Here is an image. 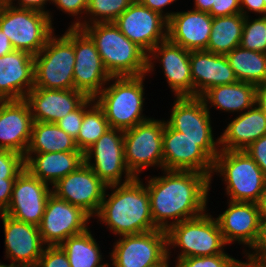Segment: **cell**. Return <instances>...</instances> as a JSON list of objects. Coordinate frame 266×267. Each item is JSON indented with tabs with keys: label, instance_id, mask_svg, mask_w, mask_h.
Segmentation results:
<instances>
[{
	"label": "cell",
	"instance_id": "8fae6325",
	"mask_svg": "<svg viewBox=\"0 0 266 267\" xmlns=\"http://www.w3.org/2000/svg\"><path fill=\"white\" fill-rule=\"evenodd\" d=\"M84 162L107 186L127 183L135 178L124 160V131L120 129L109 128L84 152ZM123 172L125 180L121 182Z\"/></svg>",
	"mask_w": 266,
	"mask_h": 267
},
{
	"label": "cell",
	"instance_id": "d6a6232c",
	"mask_svg": "<svg viewBox=\"0 0 266 267\" xmlns=\"http://www.w3.org/2000/svg\"><path fill=\"white\" fill-rule=\"evenodd\" d=\"M66 253L70 267H105L101 264L102 254L99 244L90 230L71 236L59 245Z\"/></svg>",
	"mask_w": 266,
	"mask_h": 267
},
{
	"label": "cell",
	"instance_id": "9c48e42d",
	"mask_svg": "<svg viewBox=\"0 0 266 267\" xmlns=\"http://www.w3.org/2000/svg\"><path fill=\"white\" fill-rule=\"evenodd\" d=\"M166 234L167 251L182 249L177 259L221 254L226 244L216 218L207 213L169 227Z\"/></svg>",
	"mask_w": 266,
	"mask_h": 267
},
{
	"label": "cell",
	"instance_id": "681fc988",
	"mask_svg": "<svg viewBox=\"0 0 266 267\" xmlns=\"http://www.w3.org/2000/svg\"><path fill=\"white\" fill-rule=\"evenodd\" d=\"M14 50L15 49L13 48L11 41L0 29V57L4 56L5 54L11 53Z\"/></svg>",
	"mask_w": 266,
	"mask_h": 267
},
{
	"label": "cell",
	"instance_id": "ba28073f",
	"mask_svg": "<svg viewBox=\"0 0 266 267\" xmlns=\"http://www.w3.org/2000/svg\"><path fill=\"white\" fill-rule=\"evenodd\" d=\"M48 14L0 3V29L11 41L15 50L38 54L54 33Z\"/></svg>",
	"mask_w": 266,
	"mask_h": 267
},
{
	"label": "cell",
	"instance_id": "d4e9b609",
	"mask_svg": "<svg viewBox=\"0 0 266 267\" xmlns=\"http://www.w3.org/2000/svg\"><path fill=\"white\" fill-rule=\"evenodd\" d=\"M190 68L194 97H201L212 87L238 81L226 55L215 54L207 50L190 51Z\"/></svg>",
	"mask_w": 266,
	"mask_h": 267
},
{
	"label": "cell",
	"instance_id": "83f0119b",
	"mask_svg": "<svg viewBox=\"0 0 266 267\" xmlns=\"http://www.w3.org/2000/svg\"><path fill=\"white\" fill-rule=\"evenodd\" d=\"M35 155V156H33ZM25 155V168L40 181L54 185L84 163L82 151Z\"/></svg>",
	"mask_w": 266,
	"mask_h": 267
},
{
	"label": "cell",
	"instance_id": "db71d44e",
	"mask_svg": "<svg viewBox=\"0 0 266 267\" xmlns=\"http://www.w3.org/2000/svg\"><path fill=\"white\" fill-rule=\"evenodd\" d=\"M256 204L258 207L259 215L260 216H266V184H265Z\"/></svg>",
	"mask_w": 266,
	"mask_h": 267
},
{
	"label": "cell",
	"instance_id": "11a10c76",
	"mask_svg": "<svg viewBox=\"0 0 266 267\" xmlns=\"http://www.w3.org/2000/svg\"><path fill=\"white\" fill-rule=\"evenodd\" d=\"M170 253L169 251H167V255L158 263L149 266V267H169V257H170Z\"/></svg>",
	"mask_w": 266,
	"mask_h": 267
},
{
	"label": "cell",
	"instance_id": "9f6ffc18",
	"mask_svg": "<svg viewBox=\"0 0 266 267\" xmlns=\"http://www.w3.org/2000/svg\"><path fill=\"white\" fill-rule=\"evenodd\" d=\"M7 1H8V0H0V3H1V2H7Z\"/></svg>",
	"mask_w": 266,
	"mask_h": 267
},
{
	"label": "cell",
	"instance_id": "30bf717a",
	"mask_svg": "<svg viewBox=\"0 0 266 267\" xmlns=\"http://www.w3.org/2000/svg\"><path fill=\"white\" fill-rule=\"evenodd\" d=\"M165 121L149 120L124 131V160L134 177L149 166L163 170V131Z\"/></svg>",
	"mask_w": 266,
	"mask_h": 267
},
{
	"label": "cell",
	"instance_id": "44dd1931",
	"mask_svg": "<svg viewBox=\"0 0 266 267\" xmlns=\"http://www.w3.org/2000/svg\"><path fill=\"white\" fill-rule=\"evenodd\" d=\"M34 87V56L14 50L0 57V101L22 100Z\"/></svg>",
	"mask_w": 266,
	"mask_h": 267
},
{
	"label": "cell",
	"instance_id": "4316f807",
	"mask_svg": "<svg viewBox=\"0 0 266 267\" xmlns=\"http://www.w3.org/2000/svg\"><path fill=\"white\" fill-rule=\"evenodd\" d=\"M264 135L266 113L256 104L227 124L219 138L220 150H245Z\"/></svg>",
	"mask_w": 266,
	"mask_h": 267
},
{
	"label": "cell",
	"instance_id": "f1b7e54d",
	"mask_svg": "<svg viewBox=\"0 0 266 267\" xmlns=\"http://www.w3.org/2000/svg\"><path fill=\"white\" fill-rule=\"evenodd\" d=\"M258 87L252 83L237 81L233 84L219 85L208 89L200 98L208 106L224 110L225 112H242L256 105Z\"/></svg>",
	"mask_w": 266,
	"mask_h": 267
},
{
	"label": "cell",
	"instance_id": "f35d334b",
	"mask_svg": "<svg viewBox=\"0 0 266 267\" xmlns=\"http://www.w3.org/2000/svg\"><path fill=\"white\" fill-rule=\"evenodd\" d=\"M234 259L228 253L223 252L213 256L177 259L175 267H228Z\"/></svg>",
	"mask_w": 266,
	"mask_h": 267
},
{
	"label": "cell",
	"instance_id": "8d00e7d4",
	"mask_svg": "<svg viewBox=\"0 0 266 267\" xmlns=\"http://www.w3.org/2000/svg\"><path fill=\"white\" fill-rule=\"evenodd\" d=\"M24 169V155L12 150L0 149V179H16Z\"/></svg>",
	"mask_w": 266,
	"mask_h": 267
},
{
	"label": "cell",
	"instance_id": "7c38bea8",
	"mask_svg": "<svg viewBox=\"0 0 266 267\" xmlns=\"http://www.w3.org/2000/svg\"><path fill=\"white\" fill-rule=\"evenodd\" d=\"M90 216L80 207L51 194L39 227L45 246L61 245L66 239L84 233Z\"/></svg>",
	"mask_w": 266,
	"mask_h": 267
},
{
	"label": "cell",
	"instance_id": "7a4b0ae2",
	"mask_svg": "<svg viewBox=\"0 0 266 267\" xmlns=\"http://www.w3.org/2000/svg\"><path fill=\"white\" fill-rule=\"evenodd\" d=\"M107 188H113V192L111 195H106L105 190L96 216L110 228V231L121 237L157 229L152 220L146 185L144 186L139 177Z\"/></svg>",
	"mask_w": 266,
	"mask_h": 267
},
{
	"label": "cell",
	"instance_id": "4fadbf2b",
	"mask_svg": "<svg viewBox=\"0 0 266 267\" xmlns=\"http://www.w3.org/2000/svg\"><path fill=\"white\" fill-rule=\"evenodd\" d=\"M52 194L74 206L80 207L90 217L100 210L107 185L84 162L75 171L59 179Z\"/></svg>",
	"mask_w": 266,
	"mask_h": 267
},
{
	"label": "cell",
	"instance_id": "484cf974",
	"mask_svg": "<svg viewBox=\"0 0 266 267\" xmlns=\"http://www.w3.org/2000/svg\"><path fill=\"white\" fill-rule=\"evenodd\" d=\"M166 123L190 139H214L210 109L200 97H176Z\"/></svg>",
	"mask_w": 266,
	"mask_h": 267
},
{
	"label": "cell",
	"instance_id": "60d3db41",
	"mask_svg": "<svg viewBox=\"0 0 266 267\" xmlns=\"http://www.w3.org/2000/svg\"><path fill=\"white\" fill-rule=\"evenodd\" d=\"M253 253L246 255L255 258L258 262L266 265V216H260L259 234L256 243L251 248Z\"/></svg>",
	"mask_w": 266,
	"mask_h": 267
},
{
	"label": "cell",
	"instance_id": "1f68e13d",
	"mask_svg": "<svg viewBox=\"0 0 266 267\" xmlns=\"http://www.w3.org/2000/svg\"><path fill=\"white\" fill-rule=\"evenodd\" d=\"M245 17L240 14L215 17L207 51L226 55L240 45Z\"/></svg>",
	"mask_w": 266,
	"mask_h": 267
},
{
	"label": "cell",
	"instance_id": "603a6c76",
	"mask_svg": "<svg viewBox=\"0 0 266 267\" xmlns=\"http://www.w3.org/2000/svg\"><path fill=\"white\" fill-rule=\"evenodd\" d=\"M216 220L226 244L238 241L252 248L256 243L260 225L256 203L229 201L228 208Z\"/></svg>",
	"mask_w": 266,
	"mask_h": 267
},
{
	"label": "cell",
	"instance_id": "e575fe53",
	"mask_svg": "<svg viewBox=\"0 0 266 267\" xmlns=\"http://www.w3.org/2000/svg\"><path fill=\"white\" fill-rule=\"evenodd\" d=\"M134 0H89L85 14L91 17L89 21H75L70 27L86 26L90 23L114 22Z\"/></svg>",
	"mask_w": 266,
	"mask_h": 267
},
{
	"label": "cell",
	"instance_id": "277c9868",
	"mask_svg": "<svg viewBox=\"0 0 266 267\" xmlns=\"http://www.w3.org/2000/svg\"><path fill=\"white\" fill-rule=\"evenodd\" d=\"M145 75L112 77L115 80L94 98L103 109L110 128L127 130L150 118L142 115Z\"/></svg>",
	"mask_w": 266,
	"mask_h": 267
},
{
	"label": "cell",
	"instance_id": "cb8c5ba5",
	"mask_svg": "<svg viewBox=\"0 0 266 267\" xmlns=\"http://www.w3.org/2000/svg\"><path fill=\"white\" fill-rule=\"evenodd\" d=\"M213 17L198 10L172 12L168 19L167 38L184 49L207 50Z\"/></svg>",
	"mask_w": 266,
	"mask_h": 267
},
{
	"label": "cell",
	"instance_id": "7bdbcfd3",
	"mask_svg": "<svg viewBox=\"0 0 266 267\" xmlns=\"http://www.w3.org/2000/svg\"><path fill=\"white\" fill-rule=\"evenodd\" d=\"M240 13V0H215V5H212V8L209 12L213 18Z\"/></svg>",
	"mask_w": 266,
	"mask_h": 267
},
{
	"label": "cell",
	"instance_id": "e0dca14e",
	"mask_svg": "<svg viewBox=\"0 0 266 267\" xmlns=\"http://www.w3.org/2000/svg\"><path fill=\"white\" fill-rule=\"evenodd\" d=\"M26 168L17 176L10 204L4 214L15 220L39 226L52 190ZM50 189V190H49Z\"/></svg>",
	"mask_w": 266,
	"mask_h": 267
},
{
	"label": "cell",
	"instance_id": "ab89813d",
	"mask_svg": "<svg viewBox=\"0 0 266 267\" xmlns=\"http://www.w3.org/2000/svg\"><path fill=\"white\" fill-rule=\"evenodd\" d=\"M35 267H70L65 251L59 246H45Z\"/></svg>",
	"mask_w": 266,
	"mask_h": 267
},
{
	"label": "cell",
	"instance_id": "5b68a950",
	"mask_svg": "<svg viewBox=\"0 0 266 267\" xmlns=\"http://www.w3.org/2000/svg\"><path fill=\"white\" fill-rule=\"evenodd\" d=\"M74 27L57 38L49 37L41 51L34 55V87L43 89H74Z\"/></svg>",
	"mask_w": 266,
	"mask_h": 267
},
{
	"label": "cell",
	"instance_id": "74e56055",
	"mask_svg": "<svg viewBox=\"0 0 266 267\" xmlns=\"http://www.w3.org/2000/svg\"><path fill=\"white\" fill-rule=\"evenodd\" d=\"M95 102L94 98L88 97L76 110L56 122L57 126L65 131L73 139L77 138L84 112Z\"/></svg>",
	"mask_w": 266,
	"mask_h": 267
},
{
	"label": "cell",
	"instance_id": "836d02e7",
	"mask_svg": "<svg viewBox=\"0 0 266 267\" xmlns=\"http://www.w3.org/2000/svg\"><path fill=\"white\" fill-rule=\"evenodd\" d=\"M109 123L103 109L94 102L85 112L75 143L83 153L108 129Z\"/></svg>",
	"mask_w": 266,
	"mask_h": 267
},
{
	"label": "cell",
	"instance_id": "8992f818",
	"mask_svg": "<svg viewBox=\"0 0 266 267\" xmlns=\"http://www.w3.org/2000/svg\"><path fill=\"white\" fill-rule=\"evenodd\" d=\"M219 138L190 139L165 121L163 131V170L194 171L212 178L214 161L221 151Z\"/></svg>",
	"mask_w": 266,
	"mask_h": 267
},
{
	"label": "cell",
	"instance_id": "f546056e",
	"mask_svg": "<svg viewBox=\"0 0 266 267\" xmlns=\"http://www.w3.org/2000/svg\"><path fill=\"white\" fill-rule=\"evenodd\" d=\"M81 151L75 139L57 126L56 123L33 121L30 141L25 155L48 152Z\"/></svg>",
	"mask_w": 266,
	"mask_h": 267
},
{
	"label": "cell",
	"instance_id": "5bb4252c",
	"mask_svg": "<svg viewBox=\"0 0 266 267\" xmlns=\"http://www.w3.org/2000/svg\"><path fill=\"white\" fill-rule=\"evenodd\" d=\"M113 23L147 54L167 39L168 20L138 0H134Z\"/></svg>",
	"mask_w": 266,
	"mask_h": 267
},
{
	"label": "cell",
	"instance_id": "ee69618b",
	"mask_svg": "<svg viewBox=\"0 0 266 267\" xmlns=\"http://www.w3.org/2000/svg\"><path fill=\"white\" fill-rule=\"evenodd\" d=\"M61 11L71 14L73 17L85 13L89 0H52Z\"/></svg>",
	"mask_w": 266,
	"mask_h": 267
},
{
	"label": "cell",
	"instance_id": "52a82bcc",
	"mask_svg": "<svg viewBox=\"0 0 266 267\" xmlns=\"http://www.w3.org/2000/svg\"><path fill=\"white\" fill-rule=\"evenodd\" d=\"M215 172L223 176L233 202L256 203L266 184V176L245 150H221L214 161Z\"/></svg>",
	"mask_w": 266,
	"mask_h": 267
},
{
	"label": "cell",
	"instance_id": "b9f144b4",
	"mask_svg": "<svg viewBox=\"0 0 266 267\" xmlns=\"http://www.w3.org/2000/svg\"><path fill=\"white\" fill-rule=\"evenodd\" d=\"M245 151L266 176V135L254 141Z\"/></svg>",
	"mask_w": 266,
	"mask_h": 267
},
{
	"label": "cell",
	"instance_id": "816d5d0a",
	"mask_svg": "<svg viewBox=\"0 0 266 267\" xmlns=\"http://www.w3.org/2000/svg\"><path fill=\"white\" fill-rule=\"evenodd\" d=\"M256 104L266 113V86H260L256 92Z\"/></svg>",
	"mask_w": 266,
	"mask_h": 267
},
{
	"label": "cell",
	"instance_id": "3957f363",
	"mask_svg": "<svg viewBox=\"0 0 266 267\" xmlns=\"http://www.w3.org/2000/svg\"><path fill=\"white\" fill-rule=\"evenodd\" d=\"M94 42L112 77L142 76L147 73L148 54L129 40L113 23L78 26Z\"/></svg>",
	"mask_w": 266,
	"mask_h": 267
},
{
	"label": "cell",
	"instance_id": "9a60e30c",
	"mask_svg": "<svg viewBox=\"0 0 266 267\" xmlns=\"http://www.w3.org/2000/svg\"><path fill=\"white\" fill-rule=\"evenodd\" d=\"M122 237L110 254L114 267H149L167 255V234L164 230Z\"/></svg>",
	"mask_w": 266,
	"mask_h": 267
},
{
	"label": "cell",
	"instance_id": "2e32d148",
	"mask_svg": "<svg viewBox=\"0 0 266 267\" xmlns=\"http://www.w3.org/2000/svg\"><path fill=\"white\" fill-rule=\"evenodd\" d=\"M74 53V89L95 98L112 76L106 70L94 42L77 27H74Z\"/></svg>",
	"mask_w": 266,
	"mask_h": 267
},
{
	"label": "cell",
	"instance_id": "bcb514c9",
	"mask_svg": "<svg viewBox=\"0 0 266 267\" xmlns=\"http://www.w3.org/2000/svg\"><path fill=\"white\" fill-rule=\"evenodd\" d=\"M13 1L15 0H8L7 2L16 8H20V9H32V10H36V11H40L43 13H46L49 15L50 17V21L52 23V19H51V14L49 13V11H45L44 7H45V3H47L48 1H52V0H18V5L19 6H14L13 5Z\"/></svg>",
	"mask_w": 266,
	"mask_h": 267
},
{
	"label": "cell",
	"instance_id": "6da1fadb",
	"mask_svg": "<svg viewBox=\"0 0 266 267\" xmlns=\"http://www.w3.org/2000/svg\"><path fill=\"white\" fill-rule=\"evenodd\" d=\"M163 176L151 177L146 185L150 212L157 229L196 218L206 211L211 180L194 171L164 170ZM168 219H174L168 223Z\"/></svg>",
	"mask_w": 266,
	"mask_h": 267
},
{
	"label": "cell",
	"instance_id": "ac0fdd59",
	"mask_svg": "<svg viewBox=\"0 0 266 267\" xmlns=\"http://www.w3.org/2000/svg\"><path fill=\"white\" fill-rule=\"evenodd\" d=\"M147 59V73L153 71L152 60L161 59L164 75L176 97H194L190 50L184 49L167 38L148 53Z\"/></svg>",
	"mask_w": 266,
	"mask_h": 267
},
{
	"label": "cell",
	"instance_id": "4dcf8cb0",
	"mask_svg": "<svg viewBox=\"0 0 266 267\" xmlns=\"http://www.w3.org/2000/svg\"><path fill=\"white\" fill-rule=\"evenodd\" d=\"M238 81L266 86V53L243 49L238 46L226 54Z\"/></svg>",
	"mask_w": 266,
	"mask_h": 267
},
{
	"label": "cell",
	"instance_id": "c3c4849f",
	"mask_svg": "<svg viewBox=\"0 0 266 267\" xmlns=\"http://www.w3.org/2000/svg\"><path fill=\"white\" fill-rule=\"evenodd\" d=\"M141 4L146 6L147 8L160 13L164 16L167 20L172 16V13H165L163 12L164 7L172 4L176 0H138Z\"/></svg>",
	"mask_w": 266,
	"mask_h": 267
},
{
	"label": "cell",
	"instance_id": "f907efd6",
	"mask_svg": "<svg viewBox=\"0 0 266 267\" xmlns=\"http://www.w3.org/2000/svg\"><path fill=\"white\" fill-rule=\"evenodd\" d=\"M247 256V261L246 262H241L240 260L234 259L228 267H264L265 265L258 262L255 258H252L248 255Z\"/></svg>",
	"mask_w": 266,
	"mask_h": 267
},
{
	"label": "cell",
	"instance_id": "d6986e66",
	"mask_svg": "<svg viewBox=\"0 0 266 267\" xmlns=\"http://www.w3.org/2000/svg\"><path fill=\"white\" fill-rule=\"evenodd\" d=\"M1 218L6 258L12 260L11 264L15 267H35L45 248L39 227L15 220L4 213H1Z\"/></svg>",
	"mask_w": 266,
	"mask_h": 267
},
{
	"label": "cell",
	"instance_id": "7dc6e473",
	"mask_svg": "<svg viewBox=\"0 0 266 267\" xmlns=\"http://www.w3.org/2000/svg\"><path fill=\"white\" fill-rule=\"evenodd\" d=\"M241 14L246 17L249 16L247 11H252L261 14V16H266V5L264 0H240ZM247 13V15H246Z\"/></svg>",
	"mask_w": 266,
	"mask_h": 267
},
{
	"label": "cell",
	"instance_id": "7402d4cb",
	"mask_svg": "<svg viewBox=\"0 0 266 267\" xmlns=\"http://www.w3.org/2000/svg\"><path fill=\"white\" fill-rule=\"evenodd\" d=\"M32 125L31 111L24 99L0 101V149L25 156Z\"/></svg>",
	"mask_w": 266,
	"mask_h": 267
},
{
	"label": "cell",
	"instance_id": "d590c367",
	"mask_svg": "<svg viewBox=\"0 0 266 267\" xmlns=\"http://www.w3.org/2000/svg\"><path fill=\"white\" fill-rule=\"evenodd\" d=\"M245 17L240 47L243 49L266 53V16L250 21Z\"/></svg>",
	"mask_w": 266,
	"mask_h": 267
},
{
	"label": "cell",
	"instance_id": "f6af8a7d",
	"mask_svg": "<svg viewBox=\"0 0 266 267\" xmlns=\"http://www.w3.org/2000/svg\"><path fill=\"white\" fill-rule=\"evenodd\" d=\"M15 180L0 179V214L5 213L10 204Z\"/></svg>",
	"mask_w": 266,
	"mask_h": 267
},
{
	"label": "cell",
	"instance_id": "f5cc1de1",
	"mask_svg": "<svg viewBox=\"0 0 266 267\" xmlns=\"http://www.w3.org/2000/svg\"><path fill=\"white\" fill-rule=\"evenodd\" d=\"M195 10L209 13L212 5H215V0H195Z\"/></svg>",
	"mask_w": 266,
	"mask_h": 267
},
{
	"label": "cell",
	"instance_id": "ffe728a7",
	"mask_svg": "<svg viewBox=\"0 0 266 267\" xmlns=\"http://www.w3.org/2000/svg\"><path fill=\"white\" fill-rule=\"evenodd\" d=\"M87 98L75 89L33 88L24 100L29 105L33 121L56 123L76 110Z\"/></svg>",
	"mask_w": 266,
	"mask_h": 267
}]
</instances>
